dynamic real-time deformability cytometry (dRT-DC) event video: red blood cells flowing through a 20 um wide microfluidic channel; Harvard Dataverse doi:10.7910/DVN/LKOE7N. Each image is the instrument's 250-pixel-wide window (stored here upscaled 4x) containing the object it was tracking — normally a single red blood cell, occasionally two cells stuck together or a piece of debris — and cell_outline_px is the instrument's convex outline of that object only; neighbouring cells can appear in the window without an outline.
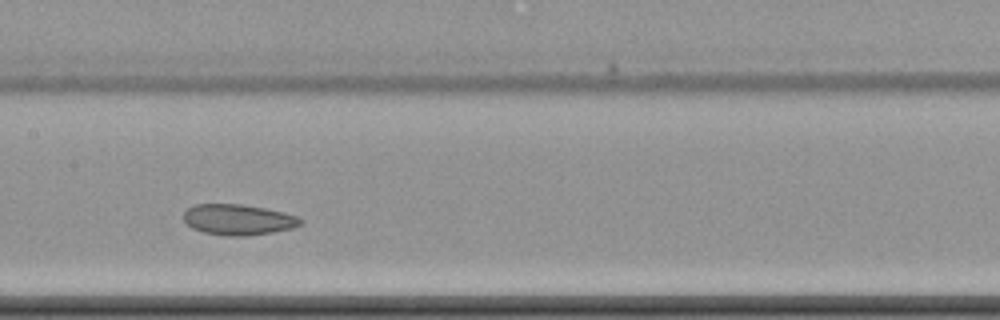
{"species": "common noctule bat (a hibernating species)", "species_latin": "Nyctalus noctula", "temperature_condition": "cold", "stored_images_in_passage": 9, "camera_frame_rate_fps": 3000, "um_per_image_px": 0.085, "animal": {"sex": "female", "body_mass_g": 22.7, "forearm_length_mm": 54.2}, "frame": {"image": 1, "passage_image": 6, "time_ms": 6.667, "image_size_px": [1000, 320], "cell_outline_px": [[304, 224], [292, 228], [272, 232], [248, 236], [228, 236], [204, 232], [192, 228], [184, 220], [184, 212], [188, 208], [196, 204], [240, 204], [264, 208], [284, 212], [296, 216], [304, 220]], "centroid_in_image_um": [20.28, 18.67], "position_along_channel_um": 187.1, "area_um2": 20.92}}
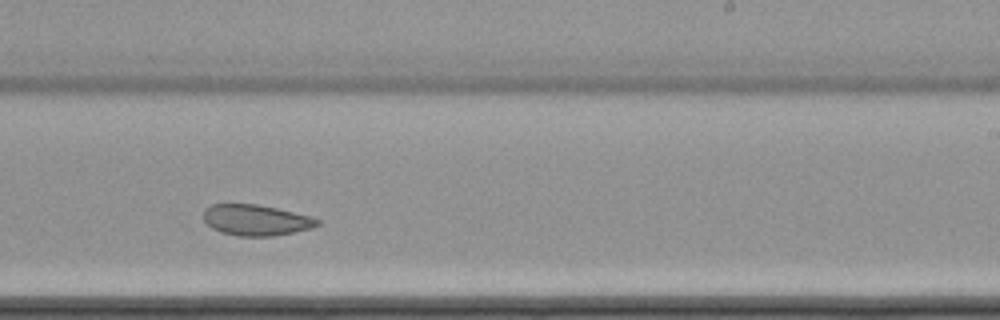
{"frame": {"image": 2, "passage_image": 8, "time_ms": 9.0, "image_size_px": [1000, 320], "cell_outline_px": [[320, 224], [312, 228], [272, 236], [236, 236], [220, 232], [212, 228], [204, 220], [204, 208], [212, 204], [256, 204], [276, 208], [308, 216], [320, 220]], "centroid_in_image_um": [21.72, 18.71], "position_along_channel_um": 267.3, "area_um2": 20.35}}
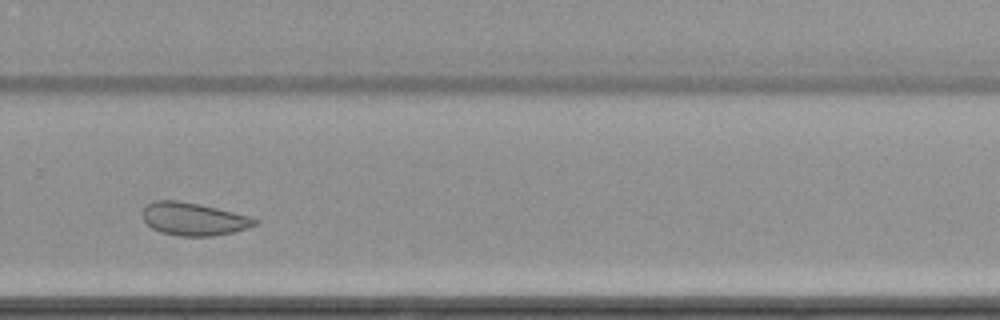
{"frame": {"image": 3, "passage_image": 9, "time_ms": 10.333, "image_size_px": [1000, 320], "cell_outline_px": [[260, 220], [256, 224], [248, 228], [232, 232], [212, 236], [180, 236], [160, 232], [152, 228], [144, 220], [140, 212], [144, 204], [156, 200], [176, 200], [200, 204], [252, 216]], "centroid_in_image_um": [16.44, 18.6], "position_along_channel_um": 313.4, "area_um2": 21.79}}